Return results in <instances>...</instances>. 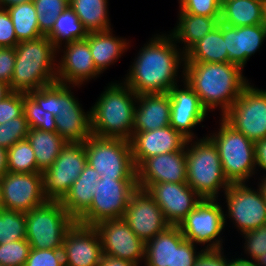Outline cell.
<instances>
[{
	"mask_svg": "<svg viewBox=\"0 0 266 266\" xmlns=\"http://www.w3.org/2000/svg\"><path fill=\"white\" fill-rule=\"evenodd\" d=\"M152 36L141 46L122 79L137 95L168 93L184 80L185 54L169 33Z\"/></svg>",
	"mask_w": 266,
	"mask_h": 266,
	"instance_id": "1",
	"label": "cell"
},
{
	"mask_svg": "<svg viewBox=\"0 0 266 266\" xmlns=\"http://www.w3.org/2000/svg\"><path fill=\"white\" fill-rule=\"evenodd\" d=\"M243 71L241 66L229 62H185L184 80L208 112L219 108L222 116L250 84Z\"/></svg>",
	"mask_w": 266,
	"mask_h": 266,
	"instance_id": "2",
	"label": "cell"
},
{
	"mask_svg": "<svg viewBox=\"0 0 266 266\" xmlns=\"http://www.w3.org/2000/svg\"><path fill=\"white\" fill-rule=\"evenodd\" d=\"M90 108L91 133L130 141L138 95L122 80L111 81Z\"/></svg>",
	"mask_w": 266,
	"mask_h": 266,
	"instance_id": "3",
	"label": "cell"
},
{
	"mask_svg": "<svg viewBox=\"0 0 266 266\" xmlns=\"http://www.w3.org/2000/svg\"><path fill=\"white\" fill-rule=\"evenodd\" d=\"M57 77V48L47 37L19 41L9 84L12 91L28 93L53 84Z\"/></svg>",
	"mask_w": 266,
	"mask_h": 266,
	"instance_id": "4",
	"label": "cell"
},
{
	"mask_svg": "<svg viewBox=\"0 0 266 266\" xmlns=\"http://www.w3.org/2000/svg\"><path fill=\"white\" fill-rule=\"evenodd\" d=\"M185 148L186 183L202 199H221L218 197L229 188L230 182L226 179L214 142L205 135L196 140L188 139Z\"/></svg>",
	"mask_w": 266,
	"mask_h": 266,
	"instance_id": "5",
	"label": "cell"
},
{
	"mask_svg": "<svg viewBox=\"0 0 266 266\" xmlns=\"http://www.w3.org/2000/svg\"><path fill=\"white\" fill-rule=\"evenodd\" d=\"M218 126V130L207 136L216 145L226 179L230 183L250 184L249 179H257L255 142L236 131L222 117Z\"/></svg>",
	"mask_w": 266,
	"mask_h": 266,
	"instance_id": "6",
	"label": "cell"
},
{
	"mask_svg": "<svg viewBox=\"0 0 266 266\" xmlns=\"http://www.w3.org/2000/svg\"><path fill=\"white\" fill-rule=\"evenodd\" d=\"M26 240L33 249H62L66 232L76 222L60 201L47 200L25 213Z\"/></svg>",
	"mask_w": 266,
	"mask_h": 266,
	"instance_id": "7",
	"label": "cell"
},
{
	"mask_svg": "<svg viewBox=\"0 0 266 266\" xmlns=\"http://www.w3.org/2000/svg\"><path fill=\"white\" fill-rule=\"evenodd\" d=\"M87 164L100 179H137L130 141L91 135L85 142Z\"/></svg>",
	"mask_w": 266,
	"mask_h": 266,
	"instance_id": "8",
	"label": "cell"
},
{
	"mask_svg": "<svg viewBox=\"0 0 266 266\" xmlns=\"http://www.w3.org/2000/svg\"><path fill=\"white\" fill-rule=\"evenodd\" d=\"M219 200L202 199L178 225L185 239L199 247L204 246V250L224 247L222 235L227 229L224 224L225 206Z\"/></svg>",
	"mask_w": 266,
	"mask_h": 266,
	"instance_id": "9",
	"label": "cell"
},
{
	"mask_svg": "<svg viewBox=\"0 0 266 266\" xmlns=\"http://www.w3.org/2000/svg\"><path fill=\"white\" fill-rule=\"evenodd\" d=\"M137 179H99L90 207L76 220L85 226L123 218Z\"/></svg>",
	"mask_w": 266,
	"mask_h": 266,
	"instance_id": "10",
	"label": "cell"
},
{
	"mask_svg": "<svg viewBox=\"0 0 266 266\" xmlns=\"http://www.w3.org/2000/svg\"><path fill=\"white\" fill-rule=\"evenodd\" d=\"M247 183H230L229 188L222 194L226 207L224 224L227 227L229 219L239 234L246 233L266 225V202L257 187ZM255 188V189H254Z\"/></svg>",
	"mask_w": 266,
	"mask_h": 266,
	"instance_id": "11",
	"label": "cell"
},
{
	"mask_svg": "<svg viewBox=\"0 0 266 266\" xmlns=\"http://www.w3.org/2000/svg\"><path fill=\"white\" fill-rule=\"evenodd\" d=\"M221 117L253 142L266 138V89L250 83Z\"/></svg>",
	"mask_w": 266,
	"mask_h": 266,
	"instance_id": "12",
	"label": "cell"
},
{
	"mask_svg": "<svg viewBox=\"0 0 266 266\" xmlns=\"http://www.w3.org/2000/svg\"><path fill=\"white\" fill-rule=\"evenodd\" d=\"M87 165L84 142L66 143L55 162L42 172L47 200L60 201Z\"/></svg>",
	"mask_w": 266,
	"mask_h": 266,
	"instance_id": "13",
	"label": "cell"
},
{
	"mask_svg": "<svg viewBox=\"0 0 266 266\" xmlns=\"http://www.w3.org/2000/svg\"><path fill=\"white\" fill-rule=\"evenodd\" d=\"M78 85L59 83V107L55 116L56 132L66 143L85 142L91 135L90 108L85 111L77 96L73 95Z\"/></svg>",
	"mask_w": 266,
	"mask_h": 266,
	"instance_id": "14",
	"label": "cell"
},
{
	"mask_svg": "<svg viewBox=\"0 0 266 266\" xmlns=\"http://www.w3.org/2000/svg\"><path fill=\"white\" fill-rule=\"evenodd\" d=\"M102 253L141 266L145 260V243L135 235L123 218L104 220L94 225Z\"/></svg>",
	"mask_w": 266,
	"mask_h": 266,
	"instance_id": "15",
	"label": "cell"
},
{
	"mask_svg": "<svg viewBox=\"0 0 266 266\" xmlns=\"http://www.w3.org/2000/svg\"><path fill=\"white\" fill-rule=\"evenodd\" d=\"M0 185L4 209L26 213L47 201L43 193L42 172H6L0 177Z\"/></svg>",
	"mask_w": 266,
	"mask_h": 266,
	"instance_id": "16",
	"label": "cell"
},
{
	"mask_svg": "<svg viewBox=\"0 0 266 266\" xmlns=\"http://www.w3.org/2000/svg\"><path fill=\"white\" fill-rule=\"evenodd\" d=\"M99 75L101 73L95 67L86 39L69 42L57 48L56 82L83 86L100 77Z\"/></svg>",
	"mask_w": 266,
	"mask_h": 266,
	"instance_id": "17",
	"label": "cell"
},
{
	"mask_svg": "<svg viewBox=\"0 0 266 266\" xmlns=\"http://www.w3.org/2000/svg\"><path fill=\"white\" fill-rule=\"evenodd\" d=\"M161 208L169 225L178 226L202 198L187 183L161 182L144 188Z\"/></svg>",
	"mask_w": 266,
	"mask_h": 266,
	"instance_id": "18",
	"label": "cell"
},
{
	"mask_svg": "<svg viewBox=\"0 0 266 266\" xmlns=\"http://www.w3.org/2000/svg\"><path fill=\"white\" fill-rule=\"evenodd\" d=\"M123 219L144 243L170 226L155 200L141 188L131 194Z\"/></svg>",
	"mask_w": 266,
	"mask_h": 266,
	"instance_id": "19",
	"label": "cell"
},
{
	"mask_svg": "<svg viewBox=\"0 0 266 266\" xmlns=\"http://www.w3.org/2000/svg\"><path fill=\"white\" fill-rule=\"evenodd\" d=\"M182 84L175 85L168 92L171 98L170 126L185 138L196 139L198 136L193 130L196 129L195 126L205 122L209 112L185 80Z\"/></svg>",
	"mask_w": 266,
	"mask_h": 266,
	"instance_id": "20",
	"label": "cell"
},
{
	"mask_svg": "<svg viewBox=\"0 0 266 266\" xmlns=\"http://www.w3.org/2000/svg\"><path fill=\"white\" fill-rule=\"evenodd\" d=\"M62 252L65 266H98L103 254L98 231L75 222L65 234Z\"/></svg>",
	"mask_w": 266,
	"mask_h": 266,
	"instance_id": "21",
	"label": "cell"
},
{
	"mask_svg": "<svg viewBox=\"0 0 266 266\" xmlns=\"http://www.w3.org/2000/svg\"><path fill=\"white\" fill-rule=\"evenodd\" d=\"M137 188L161 182L186 183V148L145 159L137 168Z\"/></svg>",
	"mask_w": 266,
	"mask_h": 266,
	"instance_id": "22",
	"label": "cell"
},
{
	"mask_svg": "<svg viewBox=\"0 0 266 266\" xmlns=\"http://www.w3.org/2000/svg\"><path fill=\"white\" fill-rule=\"evenodd\" d=\"M187 140L170 125L147 132H134L130 145L135 167L149 157L183 150Z\"/></svg>",
	"mask_w": 266,
	"mask_h": 266,
	"instance_id": "23",
	"label": "cell"
},
{
	"mask_svg": "<svg viewBox=\"0 0 266 266\" xmlns=\"http://www.w3.org/2000/svg\"><path fill=\"white\" fill-rule=\"evenodd\" d=\"M222 34L228 52L229 63L243 69L252 55L260 51L266 40L264 24L232 27L222 23Z\"/></svg>",
	"mask_w": 266,
	"mask_h": 266,
	"instance_id": "24",
	"label": "cell"
},
{
	"mask_svg": "<svg viewBox=\"0 0 266 266\" xmlns=\"http://www.w3.org/2000/svg\"><path fill=\"white\" fill-rule=\"evenodd\" d=\"M169 93L140 94L134 111V132H147L170 125Z\"/></svg>",
	"mask_w": 266,
	"mask_h": 266,
	"instance_id": "25",
	"label": "cell"
},
{
	"mask_svg": "<svg viewBox=\"0 0 266 266\" xmlns=\"http://www.w3.org/2000/svg\"><path fill=\"white\" fill-rule=\"evenodd\" d=\"M113 28L106 31L90 32L85 38L89 43L96 69L102 74L117 63L131 47L129 40L113 34Z\"/></svg>",
	"mask_w": 266,
	"mask_h": 266,
	"instance_id": "26",
	"label": "cell"
},
{
	"mask_svg": "<svg viewBox=\"0 0 266 266\" xmlns=\"http://www.w3.org/2000/svg\"><path fill=\"white\" fill-rule=\"evenodd\" d=\"M178 20L175 27L168 33L178 44L180 50L185 54L196 42L206 34L215 29L221 17H207L201 15L178 12ZM183 44V45H182Z\"/></svg>",
	"mask_w": 266,
	"mask_h": 266,
	"instance_id": "27",
	"label": "cell"
},
{
	"mask_svg": "<svg viewBox=\"0 0 266 266\" xmlns=\"http://www.w3.org/2000/svg\"><path fill=\"white\" fill-rule=\"evenodd\" d=\"M100 178L101 175L87 164L69 191L60 200V203L75 221L90 207Z\"/></svg>",
	"mask_w": 266,
	"mask_h": 266,
	"instance_id": "28",
	"label": "cell"
},
{
	"mask_svg": "<svg viewBox=\"0 0 266 266\" xmlns=\"http://www.w3.org/2000/svg\"><path fill=\"white\" fill-rule=\"evenodd\" d=\"M266 0H222L220 22L232 26L264 24Z\"/></svg>",
	"mask_w": 266,
	"mask_h": 266,
	"instance_id": "29",
	"label": "cell"
},
{
	"mask_svg": "<svg viewBox=\"0 0 266 266\" xmlns=\"http://www.w3.org/2000/svg\"><path fill=\"white\" fill-rule=\"evenodd\" d=\"M184 239L178 226H168L145 243L143 266H172L173 245H179Z\"/></svg>",
	"mask_w": 266,
	"mask_h": 266,
	"instance_id": "30",
	"label": "cell"
},
{
	"mask_svg": "<svg viewBox=\"0 0 266 266\" xmlns=\"http://www.w3.org/2000/svg\"><path fill=\"white\" fill-rule=\"evenodd\" d=\"M185 62H229L228 52L222 34V22H219L215 29L206 34L185 53Z\"/></svg>",
	"mask_w": 266,
	"mask_h": 266,
	"instance_id": "31",
	"label": "cell"
},
{
	"mask_svg": "<svg viewBox=\"0 0 266 266\" xmlns=\"http://www.w3.org/2000/svg\"><path fill=\"white\" fill-rule=\"evenodd\" d=\"M27 140L31 144L36 158L37 168L43 172L57 159L66 142L57 132L41 131L29 128Z\"/></svg>",
	"mask_w": 266,
	"mask_h": 266,
	"instance_id": "32",
	"label": "cell"
},
{
	"mask_svg": "<svg viewBox=\"0 0 266 266\" xmlns=\"http://www.w3.org/2000/svg\"><path fill=\"white\" fill-rule=\"evenodd\" d=\"M108 5V0H69L70 8L88 33L112 29Z\"/></svg>",
	"mask_w": 266,
	"mask_h": 266,
	"instance_id": "33",
	"label": "cell"
},
{
	"mask_svg": "<svg viewBox=\"0 0 266 266\" xmlns=\"http://www.w3.org/2000/svg\"><path fill=\"white\" fill-rule=\"evenodd\" d=\"M13 22L18 41L34 40L43 36L39 30L37 13L32 1L6 8Z\"/></svg>",
	"mask_w": 266,
	"mask_h": 266,
	"instance_id": "34",
	"label": "cell"
},
{
	"mask_svg": "<svg viewBox=\"0 0 266 266\" xmlns=\"http://www.w3.org/2000/svg\"><path fill=\"white\" fill-rule=\"evenodd\" d=\"M87 36V30L70 6L59 14L52 31L47 35L56 48L69 42L83 40Z\"/></svg>",
	"mask_w": 266,
	"mask_h": 266,
	"instance_id": "35",
	"label": "cell"
},
{
	"mask_svg": "<svg viewBox=\"0 0 266 266\" xmlns=\"http://www.w3.org/2000/svg\"><path fill=\"white\" fill-rule=\"evenodd\" d=\"M8 172L34 173L37 168L36 158L31 144L26 139L20 140L7 150Z\"/></svg>",
	"mask_w": 266,
	"mask_h": 266,
	"instance_id": "36",
	"label": "cell"
},
{
	"mask_svg": "<svg viewBox=\"0 0 266 266\" xmlns=\"http://www.w3.org/2000/svg\"><path fill=\"white\" fill-rule=\"evenodd\" d=\"M26 239L25 213L2 209L0 210V244Z\"/></svg>",
	"mask_w": 266,
	"mask_h": 266,
	"instance_id": "37",
	"label": "cell"
},
{
	"mask_svg": "<svg viewBox=\"0 0 266 266\" xmlns=\"http://www.w3.org/2000/svg\"><path fill=\"white\" fill-rule=\"evenodd\" d=\"M34 3L39 30L43 36H47L54 23L64 10L69 7V0H32Z\"/></svg>",
	"mask_w": 266,
	"mask_h": 266,
	"instance_id": "38",
	"label": "cell"
},
{
	"mask_svg": "<svg viewBox=\"0 0 266 266\" xmlns=\"http://www.w3.org/2000/svg\"><path fill=\"white\" fill-rule=\"evenodd\" d=\"M23 113L29 128L56 132L55 116L51 112L44 111L28 93H24Z\"/></svg>",
	"mask_w": 266,
	"mask_h": 266,
	"instance_id": "39",
	"label": "cell"
},
{
	"mask_svg": "<svg viewBox=\"0 0 266 266\" xmlns=\"http://www.w3.org/2000/svg\"><path fill=\"white\" fill-rule=\"evenodd\" d=\"M29 126L24 113L6 123L0 124V147L9 149L20 140L26 139Z\"/></svg>",
	"mask_w": 266,
	"mask_h": 266,
	"instance_id": "40",
	"label": "cell"
},
{
	"mask_svg": "<svg viewBox=\"0 0 266 266\" xmlns=\"http://www.w3.org/2000/svg\"><path fill=\"white\" fill-rule=\"evenodd\" d=\"M31 246L26 239L0 244V264L25 266Z\"/></svg>",
	"mask_w": 266,
	"mask_h": 266,
	"instance_id": "41",
	"label": "cell"
},
{
	"mask_svg": "<svg viewBox=\"0 0 266 266\" xmlns=\"http://www.w3.org/2000/svg\"><path fill=\"white\" fill-rule=\"evenodd\" d=\"M244 239V254L246 259L256 260L266 252V225L260 226L255 230L241 234ZM250 257V258H249Z\"/></svg>",
	"mask_w": 266,
	"mask_h": 266,
	"instance_id": "42",
	"label": "cell"
},
{
	"mask_svg": "<svg viewBox=\"0 0 266 266\" xmlns=\"http://www.w3.org/2000/svg\"><path fill=\"white\" fill-rule=\"evenodd\" d=\"M179 11L207 17H221L222 0H180Z\"/></svg>",
	"mask_w": 266,
	"mask_h": 266,
	"instance_id": "43",
	"label": "cell"
},
{
	"mask_svg": "<svg viewBox=\"0 0 266 266\" xmlns=\"http://www.w3.org/2000/svg\"><path fill=\"white\" fill-rule=\"evenodd\" d=\"M28 94L44 110L57 116L59 107V83L55 82L37 90H31Z\"/></svg>",
	"mask_w": 266,
	"mask_h": 266,
	"instance_id": "44",
	"label": "cell"
},
{
	"mask_svg": "<svg viewBox=\"0 0 266 266\" xmlns=\"http://www.w3.org/2000/svg\"><path fill=\"white\" fill-rule=\"evenodd\" d=\"M25 266H65L62 249H30Z\"/></svg>",
	"mask_w": 266,
	"mask_h": 266,
	"instance_id": "45",
	"label": "cell"
},
{
	"mask_svg": "<svg viewBox=\"0 0 266 266\" xmlns=\"http://www.w3.org/2000/svg\"><path fill=\"white\" fill-rule=\"evenodd\" d=\"M24 111V92L12 91L0 101V124L17 118Z\"/></svg>",
	"mask_w": 266,
	"mask_h": 266,
	"instance_id": "46",
	"label": "cell"
},
{
	"mask_svg": "<svg viewBox=\"0 0 266 266\" xmlns=\"http://www.w3.org/2000/svg\"><path fill=\"white\" fill-rule=\"evenodd\" d=\"M197 246L187 239L179 245H173L172 266H194L195 260L203 250H199Z\"/></svg>",
	"mask_w": 266,
	"mask_h": 266,
	"instance_id": "47",
	"label": "cell"
},
{
	"mask_svg": "<svg viewBox=\"0 0 266 266\" xmlns=\"http://www.w3.org/2000/svg\"><path fill=\"white\" fill-rule=\"evenodd\" d=\"M18 42L7 9L0 7V47H15Z\"/></svg>",
	"mask_w": 266,
	"mask_h": 266,
	"instance_id": "48",
	"label": "cell"
},
{
	"mask_svg": "<svg viewBox=\"0 0 266 266\" xmlns=\"http://www.w3.org/2000/svg\"><path fill=\"white\" fill-rule=\"evenodd\" d=\"M224 251V248L203 249L195 260L194 266H232L231 259H228Z\"/></svg>",
	"mask_w": 266,
	"mask_h": 266,
	"instance_id": "49",
	"label": "cell"
},
{
	"mask_svg": "<svg viewBox=\"0 0 266 266\" xmlns=\"http://www.w3.org/2000/svg\"><path fill=\"white\" fill-rule=\"evenodd\" d=\"M15 66V47H0V81L10 84Z\"/></svg>",
	"mask_w": 266,
	"mask_h": 266,
	"instance_id": "50",
	"label": "cell"
},
{
	"mask_svg": "<svg viewBox=\"0 0 266 266\" xmlns=\"http://www.w3.org/2000/svg\"><path fill=\"white\" fill-rule=\"evenodd\" d=\"M255 161H256V174L265 175L266 174L265 172L266 171V138L260 139L255 142ZM261 170H262V173H260Z\"/></svg>",
	"mask_w": 266,
	"mask_h": 266,
	"instance_id": "51",
	"label": "cell"
},
{
	"mask_svg": "<svg viewBox=\"0 0 266 266\" xmlns=\"http://www.w3.org/2000/svg\"><path fill=\"white\" fill-rule=\"evenodd\" d=\"M98 266H138V265L128 260L102 254Z\"/></svg>",
	"mask_w": 266,
	"mask_h": 266,
	"instance_id": "52",
	"label": "cell"
},
{
	"mask_svg": "<svg viewBox=\"0 0 266 266\" xmlns=\"http://www.w3.org/2000/svg\"><path fill=\"white\" fill-rule=\"evenodd\" d=\"M7 159V149L0 147V177L8 172Z\"/></svg>",
	"mask_w": 266,
	"mask_h": 266,
	"instance_id": "53",
	"label": "cell"
},
{
	"mask_svg": "<svg viewBox=\"0 0 266 266\" xmlns=\"http://www.w3.org/2000/svg\"><path fill=\"white\" fill-rule=\"evenodd\" d=\"M239 256L237 258L232 257V266H258L254 260L243 258V256L241 257V255Z\"/></svg>",
	"mask_w": 266,
	"mask_h": 266,
	"instance_id": "54",
	"label": "cell"
},
{
	"mask_svg": "<svg viewBox=\"0 0 266 266\" xmlns=\"http://www.w3.org/2000/svg\"><path fill=\"white\" fill-rule=\"evenodd\" d=\"M258 179L259 180L257 181L256 185L259 188V190L261 191L263 199L266 202V174L263 176L260 175V177Z\"/></svg>",
	"mask_w": 266,
	"mask_h": 266,
	"instance_id": "55",
	"label": "cell"
},
{
	"mask_svg": "<svg viewBox=\"0 0 266 266\" xmlns=\"http://www.w3.org/2000/svg\"><path fill=\"white\" fill-rule=\"evenodd\" d=\"M12 92L8 83L0 81V101Z\"/></svg>",
	"mask_w": 266,
	"mask_h": 266,
	"instance_id": "56",
	"label": "cell"
},
{
	"mask_svg": "<svg viewBox=\"0 0 266 266\" xmlns=\"http://www.w3.org/2000/svg\"><path fill=\"white\" fill-rule=\"evenodd\" d=\"M32 0H0L1 8H8L9 6H14L20 3L29 2Z\"/></svg>",
	"mask_w": 266,
	"mask_h": 266,
	"instance_id": "57",
	"label": "cell"
},
{
	"mask_svg": "<svg viewBox=\"0 0 266 266\" xmlns=\"http://www.w3.org/2000/svg\"><path fill=\"white\" fill-rule=\"evenodd\" d=\"M258 266H266V252L255 260Z\"/></svg>",
	"mask_w": 266,
	"mask_h": 266,
	"instance_id": "58",
	"label": "cell"
},
{
	"mask_svg": "<svg viewBox=\"0 0 266 266\" xmlns=\"http://www.w3.org/2000/svg\"><path fill=\"white\" fill-rule=\"evenodd\" d=\"M4 209L3 207V199H2V192H1V185H0V210Z\"/></svg>",
	"mask_w": 266,
	"mask_h": 266,
	"instance_id": "59",
	"label": "cell"
},
{
	"mask_svg": "<svg viewBox=\"0 0 266 266\" xmlns=\"http://www.w3.org/2000/svg\"><path fill=\"white\" fill-rule=\"evenodd\" d=\"M264 25H265V28H266V3H265Z\"/></svg>",
	"mask_w": 266,
	"mask_h": 266,
	"instance_id": "60",
	"label": "cell"
}]
</instances>
